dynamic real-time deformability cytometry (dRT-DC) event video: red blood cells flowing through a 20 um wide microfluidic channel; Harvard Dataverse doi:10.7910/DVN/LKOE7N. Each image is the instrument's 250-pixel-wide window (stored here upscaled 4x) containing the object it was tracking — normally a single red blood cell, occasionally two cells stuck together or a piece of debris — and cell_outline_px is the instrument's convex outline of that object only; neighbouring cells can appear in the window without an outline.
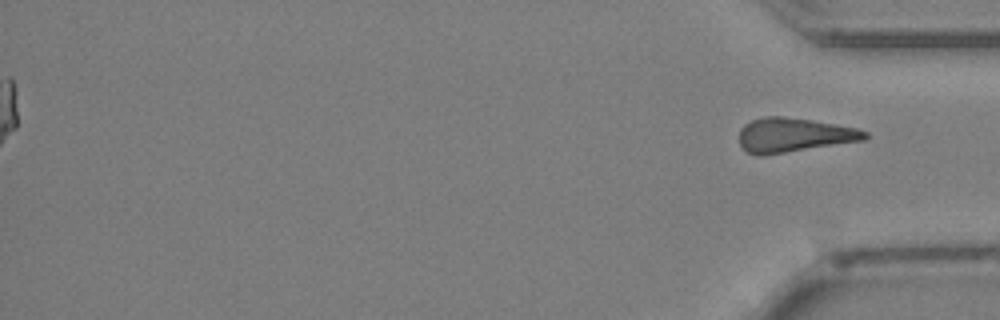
{"species": "Egyptian fruit bat (a non-hibernating species)", "species_latin": "Rousettus aegyptiacus", "temperature_condition": "cold", "stored_images_in_passage": 29, "segment_of_instrument_passage": [2, 2], "camera_frame_rate_fps": 3000, "um_per_image_px": 0.085, "animal": {"sex": "female"}, "frame": {"image": 1, "passage_image": 29, "time_ms": 9.333, "image_size_px": [1000, 320], "cell_outline_px": [[868, 136], [864, 140], [764, 156], [760, 156], [748, 152], [740, 144], [740, 128], [744, 124], [752, 120], [764, 116], [784, 116], [812, 120], [856, 128], [868, 132]], "centroid_in_image_um": [67.46, 11.48], "position_along_channel_um": 367.7, "area_um2": 25.09}}